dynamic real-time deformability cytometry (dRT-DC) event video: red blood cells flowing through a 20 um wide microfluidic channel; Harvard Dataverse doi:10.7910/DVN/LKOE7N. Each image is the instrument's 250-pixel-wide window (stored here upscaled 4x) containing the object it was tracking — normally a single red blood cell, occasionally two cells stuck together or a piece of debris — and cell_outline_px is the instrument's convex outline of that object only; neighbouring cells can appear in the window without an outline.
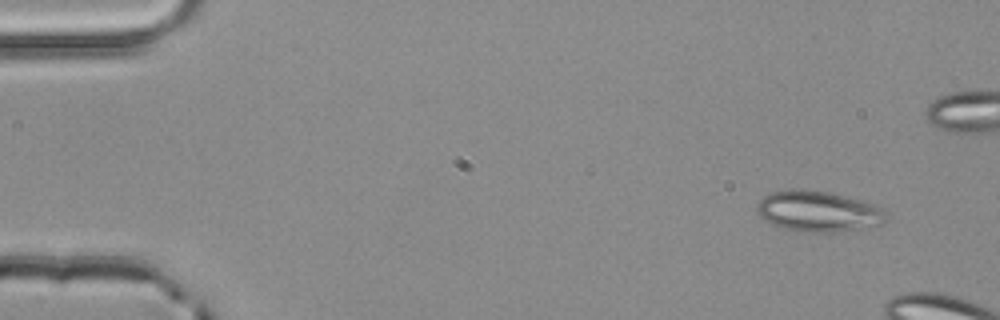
{"species": "common noctule bat (a hibernating species)", "species_latin": "Nyctalus noctula", "temperature_condition": "room temperature", "stored_images_in_passage": 3, "camera_frame_rate_fps": 3000, "um_per_image_px": 0.085, "animal": {"sex": "male", "body_mass_g": 20.4}, "frame": {"image": 1, "passage_image": 3, "time_ms": 0.667, "image_size_px": [1000, 320], "cell_outline_px": [[884, 224], [824, 232], [796, 232], [772, 224], [764, 220], [756, 212], [756, 204], [764, 196], [772, 192], [792, 188], [804, 188], [828, 192], [860, 200], [880, 208], [884, 212]], "centroid_in_image_um": [69.43, 17.94], "position_along_channel_um": 15.6, "area_um2": 30.29}}